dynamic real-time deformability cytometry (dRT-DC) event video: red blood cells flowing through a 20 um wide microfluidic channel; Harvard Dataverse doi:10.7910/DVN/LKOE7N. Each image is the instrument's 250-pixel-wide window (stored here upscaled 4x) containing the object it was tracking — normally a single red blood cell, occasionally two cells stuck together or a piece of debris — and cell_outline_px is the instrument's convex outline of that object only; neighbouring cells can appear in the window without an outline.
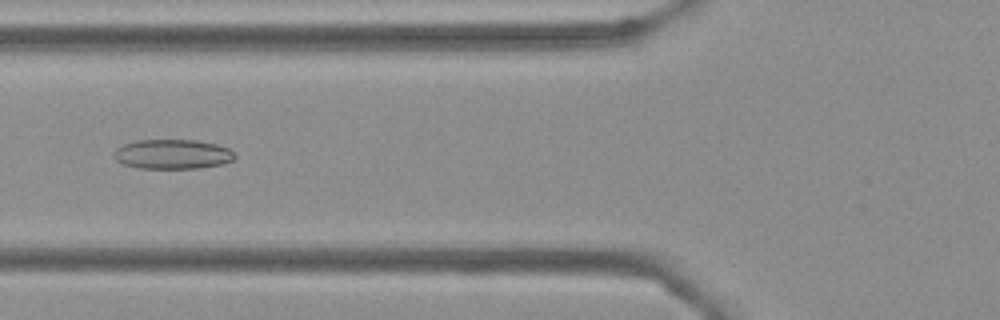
{"species": "Egyptian fruit bat (a non-hibernating species)", "species_latin": "Rousettus aegyptiacus", "temperature_condition": "cold", "stored_images_in_passage": 39, "camera_frame_rate_fps": 3000, "um_per_image_px": 0.085, "frame": {"image": 1, "passage_image": 4, "time_ms": 1.0, "image_size_px": [1000, 320], "cell_outline_px": [[236, 156], [232, 160], [224, 164], [200, 168], [140, 168], [124, 164], [116, 160], [112, 156], [112, 152], [120, 144], [136, 140], [196, 140], [216, 144], [228, 148], [236, 152]], "centroid_in_image_um": [14.65, 13.1], "position_along_channel_um": 111.2, "area_um2": 21.15}}
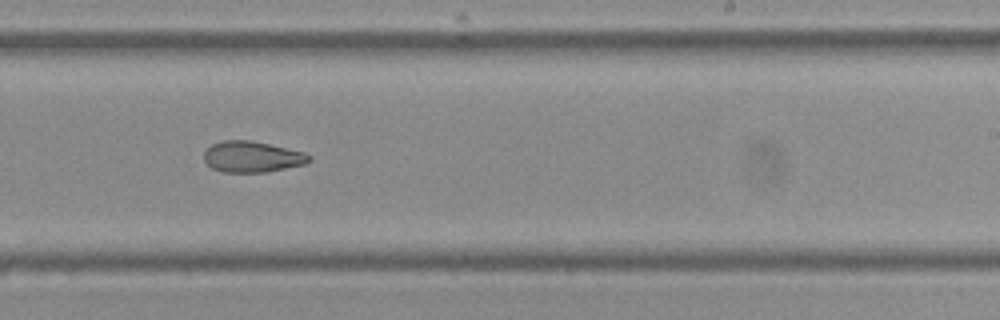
{"frame": {"image": 2, "passage_image": 17, "time_ms": 5.333, "image_size_px": [1000, 320], "cell_outline_px": [[312, 160], [304, 164], [268, 172], [224, 172], [212, 168], [204, 160], [204, 152], [212, 144], [220, 140], [252, 140], [304, 152], [312, 156]], "centroid_in_image_um": [21.44, 13.32], "position_along_channel_um": 267.6, "area_um2": 19.07}}
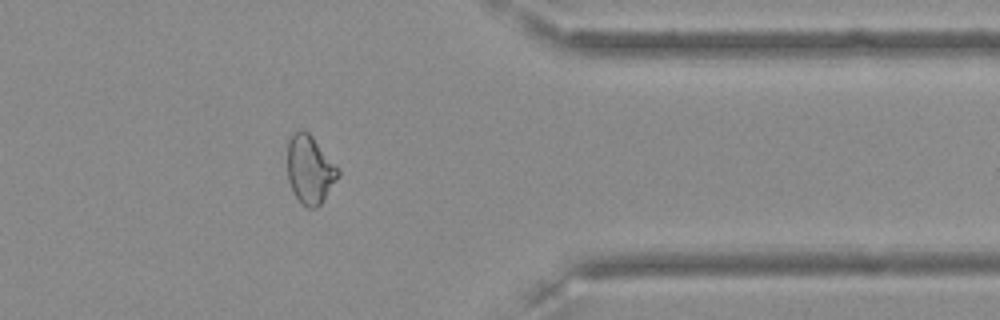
{"frame": {"image": 3, "passage_image": 28, "time_ms": 9.0, "image_size_px": [1000, 320], "cell_outline_px": [[340, 176], [320, 204], [316, 208], [308, 208], [300, 204], [288, 180], [288, 140], [292, 132], [300, 128], [308, 132], [312, 136], [340, 168]], "centroid_in_image_um": [26.35, 14.39], "position_along_channel_um": 385.0, "area_um2": 20.4}}